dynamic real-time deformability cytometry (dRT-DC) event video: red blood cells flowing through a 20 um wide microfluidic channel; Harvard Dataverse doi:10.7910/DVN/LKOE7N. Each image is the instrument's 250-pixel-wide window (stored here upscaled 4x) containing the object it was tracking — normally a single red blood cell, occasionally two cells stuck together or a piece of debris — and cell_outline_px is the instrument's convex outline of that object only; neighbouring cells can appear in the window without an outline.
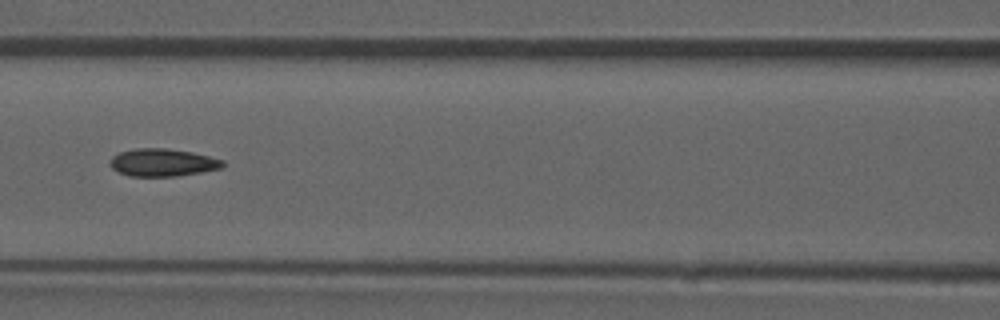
{"species": "common noctule bat (a hibernating species)", "species_latin": "Nyctalus noctula", "temperature_condition": "room temperature", "stored_images_in_passage": 52, "camera_frame_rate_fps": 3000, "um_per_image_px": 0.085, "animal": {"sex": "male", "forearm_length_mm": 52.5}, "frame": {"image": 1, "passage_image": 23, "time_ms": 7.333, "image_size_px": [1000, 320], "cell_outline_px": [[224, 164], [220, 168], [200, 172], [176, 176], [128, 176], [112, 168], [108, 164], [112, 156], [120, 152], [136, 148], [164, 148], [192, 152], [224, 160]], "centroid_in_image_um": [13.79, 13.81], "position_along_channel_um": 152.8, "area_um2": 18.03}, "authors_computed_cell_mechanics": {"area_um2": 18.0336, "velocity_mm_per_s": 3.9143, "shape_relaxation_time_tau1_ms": null, "shape_relaxation_time_tau2_ms": 10.2638, "deformation_change_tau1": null, "deformation_change_tau2": 0.1927}}